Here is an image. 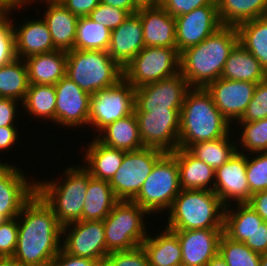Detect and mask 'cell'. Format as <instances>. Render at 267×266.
<instances>
[{
	"label": "cell",
	"mask_w": 267,
	"mask_h": 266,
	"mask_svg": "<svg viewBox=\"0 0 267 266\" xmlns=\"http://www.w3.org/2000/svg\"><path fill=\"white\" fill-rule=\"evenodd\" d=\"M18 239L12 260L20 266H49L62 249V225L35 193L17 217Z\"/></svg>",
	"instance_id": "cell-1"
},
{
	"label": "cell",
	"mask_w": 267,
	"mask_h": 266,
	"mask_svg": "<svg viewBox=\"0 0 267 266\" xmlns=\"http://www.w3.org/2000/svg\"><path fill=\"white\" fill-rule=\"evenodd\" d=\"M239 42L237 27L222 26L197 45L180 53V73L190 88H206L221 78L230 52Z\"/></svg>",
	"instance_id": "cell-2"
},
{
	"label": "cell",
	"mask_w": 267,
	"mask_h": 266,
	"mask_svg": "<svg viewBox=\"0 0 267 266\" xmlns=\"http://www.w3.org/2000/svg\"><path fill=\"white\" fill-rule=\"evenodd\" d=\"M232 125L215 106L206 88H190L180 110L178 148L227 136Z\"/></svg>",
	"instance_id": "cell-3"
},
{
	"label": "cell",
	"mask_w": 267,
	"mask_h": 266,
	"mask_svg": "<svg viewBox=\"0 0 267 266\" xmlns=\"http://www.w3.org/2000/svg\"><path fill=\"white\" fill-rule=\"evenodd\" d=\"M63 177L50 181L36 179V193L52 209L62 226L83 220L89 172L83 165L74 164L65 169Z\"/></svg>",
	"instance_id": "cell-4"
},
{
	"label": "cell",
	"mask_w": 267,
	"mask_h": 266,
	"mask_svg": "<svg viewBox=\"0 0 267 266\" xmlns=\"http://www.w3.org/2000/svg\"><path fill=\"white\" fill-rule=\"evenodd\" d=\"M225 206L211 190L181 189L169 208L170 230L224 229Z\"/></svg>",
	"instance_id": "cell-5"
},
{
	"label": "cell",
	"mask_w": 267,
	"mask_h": 266,
	"mask_svg": "<svg viewBox=\"0 0 267 266\" xmlns=\"http://www.w3.org/2000/svg\"><path fill=\"white\" fill-rule=\"evenodd\" d=\"M123 71L107 51L73 49L67 52L66 76L90 95L118 83Z\"/></svg>",
	"instance_id": "cell-6"
},
{
	"label": "cell",
	"mask_w": 267,
	"mask_h": 266,
	"mask_svg": "<svg viewBox=\"0 0 267 266\" xmlns=\"http://www.w3.org/2000/svg\"><path fill=\"white\" fill-rule=\"evenodd\" d=\"M145 216L150 215L137 203L119 200L103 220L108 252L126 251L142 246L149 231L146 228L148 223H145Z\"/></svg>",
	"instance_id": "cell-7"
},
{
	"label": "cell",
	"mask_w": 267,
	"mask_h": 266,
	"mask_svg": "<svg viewBox=\"0 0 267 266\" xmlns=\"http://www.w3.org/2000/svg\"><path fill=\"white\" fill-rule=\"evenodd\" d=\"M180 191L177 160L171 152H166L154 165L138 195L132 201L150 216L158 213L161 215L162 212L165 215Z\"/></svg>",
	"instance_id": "cell-8"
},
{
	"label": "cell",
	"mask_w": 267,
	"mask_h": 266,
	"mask_svg": "<svg viewBox=\"0 0 267 266\" xmlns=\"http://www.w3.org/2000/svg\"><path fill=\"white\" fill-rule=\"evenodd\" d=\"M123 78L135 89L180 72L177 48L144 47L123 69Z\"/></svg>",
	"instance_id": "cell-9"
},
{
	"label": "cell",
	"mask_w": 267,
	"mask_h": 266,
	"mask_svg": "<svg viewBox=\"0 0 267 266\" xmlns=\"http://www.w3.org/2000/svg\"><path fill=\"white\" fill-rule=\"evenodd\" d=\"M135 88L124 78L90 96L88 127L95 137L109 124L134 112ZM98 132V133H97Z\"/></svg>",
	"instance_id": "cell-10"
},
{
	"label": "cell",
	"mask_w": 267,
	"mask_h": 266,
	"mask_svg": "<svg viewBox=\"0 0 267 266\" xmlns=\"http://www.w3.org/2000/svg\"><path fill=\"white\" fill-rule=\"evenodd\" d=\"M165 153L152 147L125 152L122 165L109 181L115 197L118 200L132 201L154 165Z\"/></svg>",
	"instance_id": "cell-11"
},
{
	"label": "cell",
	"mask_w": 267,
	"mask_h": 266,
	"mask_svg": "<svg viewBox=\"0 0 267 266\" xmlns=\"http://www.w3.org/2000/svg\"><path fill=\"white\" fill-rule=\"evenodd\" d=\"M62 249L75 257L100 261L109 254L103 221H75L62 226Z\"/></svg>",
	"instance_id": "cell-12"
},
{
	"label": "cell",
	"mask_w": 267,
	"mask_h": 266,
	"mask_svg": "<svg viewBox=\"0 0 267 266\" xmlns=\"http://www.w3.org/2000/svg\"><path fill=\"white\" fill-rule=\"evenodd\" d=\"M189 89L187 80L180 72L171 77L136 88L134 113L181 110L185 94Z\"/></svg>",
	"instance_id": "cell-13"
},
{
	"label": "cell",
	"mask_w": 267,
	"mask_h": 266,
	"mask_svg": "<svg viewBox=\"0 0 267 266\" xmlns=\"http://www.w3.org/2000/svg\"><path fill=\"white\" fill-rule=\"evenodd\" d=\"M140 139L144 147L173 152L178 148L180 110H159L149 113H134Z\"/></svg>",
	"instance_id": "cell-14"
},
{
	"label": "cell",
	"mask_w": 267,
	"mask_h": 266,
	"mask_svg": "<svg viewBox=\"0 0 267 266\" xmlns=\"http://www.w3.org/2000/svg\"><path fill=\"white\" fill-rule=\"evenodd\" d=\"M23 172L16 164H0V224L18 217L36 193V178L31 180Z\"/></svg>",
	"instance_id": "cell-15"
},
{
	"label": "cell",
	"mask_w": 267,
	"mask_h": 266,
	"mask_svg": "<svg viewBox=\"0 0 267 266\" xmlns=\"http://www.w3.org/2000/svg\"><path fill=\"white\" fill-rule=\"evenodd\" d=\"M247 154L236 152L227 162L215 170L213 191L225 207L248 203L251 198L246 176ZM231 202V203H230Z\"/></svg>",
	"instance_id": "cell-16"
},
{
	"label": "cell",
	"mask_w": 267,
	"mask_h": 266,
	"mask_svg": "<svg viewBox=\"0 0 267 266\" xmlns=\"http://www.w3.org/2000/svg\"><path fill=\"white\" fill-rule=\"evenodd\" d=\"M56 124L75 128L88 126L90 94L64 76L55 85Z\"/></svg>",
	"instance_id": "cell-17"
},
{
	"label": "cell",
	"mask_w": 267,
	"mask_h": 266,
	"mask_svg": "<svg viewBox=\"0 0 267 266\" xmlns=\"http://www.w3.org/2000/svg\"><path fill=\"white\" fill-rule=\"evenodd\" d=\"M175 20L176 48L179 53L204 41L222 27L217 5L196 8L189 13L175 17Z\"/></svg>",
	"instance_id": "cell-18"
},
{
	"label": "cell",
	"mask_w": 267,
	"mask_h": 266,
	"mask_svg": "<svg viewBox=\"0 0 267 266\" xmlns=\"http://www.w3.org/2000/svg\"><path fill=\"white\" fill-rule=\"evenodd\" d=\"M257 83L219 78L206 90L212 95L215 106L231 125L238 121L250 103Z\"/></svg>",
	"instance_id": "cell-19"
},
{
	"label": "cell",
	"mask_w": 267,
	"mask_h": 266,
	"mask_svg": "<svg viewBox=\"0 0 267 266\" xmlns=\"http://www.w3.org/2000/svg\"><path fill=\"white\" fill-rule=\"evenodd\" d=\"M223 230H172L178 235L181 245V266H205L218 253Z\"/></svg>",
	"instance_id": "cell-20"
},
{
	"label": "cell",
	"mask_w": 267,
	"mask_h": 266,
	"mask_svg": "<svg viewBox=\"0 0 267 266\" xmlns=\"http://www.w3.org/2000/svg\"><path fill=\"white\" fill-rule=\"evenodd\" d=\"M142 22L145 47L176 48V20L160 4L142 5L136 12Z\"/></svg>",
	"instance_id": "cell-21"
},
{
	"label": "cell",
	"mask_w": 267,
	"mask_h": 266,
	"mask_svg": "<svg viewBox=\"0 0 267 266\" xmlns=\"http://www.w3.org/2000/svg\"><path fill=\"white\" fill-rule=\"evenodd\" d=\"M144 47L142 22L135 13L111 31L107 52L124 69Z\"/></svg>",
	"instance_id": "cell-22"
},
{
	"label": "cell",
	"mask_w": 267,
	"mask_h": 266,
	"mask_svg": "<svg viewBox=\"0 0 267 266\" xmlns=\"http://www.w3.org/2000/svg\"><path fill=\"white\" fill-rule=\"evenodd\" d=\"M38 1L47 5L43 20L49 29L54 47L65 52L73 50L79 17L72 14L60 1L33 0Z\"/></svg>",
	"instance_id": "cell-23"
},
{
	"label": "cell",
	"mask_w": 267,
	"mask_h": 266,
	"mask_svg": "<svg viewBox=\"0 0 267 266\" xmlns=\"http://www.w3.org/2000/svg\"><path fill=\"white\" fill-rule=\"evenodd\" d=\"M15 48L17 58L25 59L35 54L57 50L54 47L49 29L41 17L25 19L21 24L14 22Z\"/></svg>",
	"instance_id": "cell-24"
},
{
	"label": "cell",
	"mask_w": 267,
	"mask_h": 266,
	"mask_svg": "<svg viewBox=\"0 0 267 266\" xmlns=\"http://www.w3.org/2000/svg\"><path fill=\"white\" fill-rule=\"evenodd\" d=\"M83 152V167L93 178L110 181L122 165L125 151L101 143L95 136Z\"/></svg>",
	"instance_id": "cell-25"
},
{
	"label": "cell",
	"mask_w": 267,
	"mask_h": 266,
	"mask_svg": "<svg viewBox=\"0 0 267 266\" xmlns=\"http://www.w3.org/2000/svg\"><path fill=\"white\" fill-rule=\"evenodd\" d=\"M178 163L181 189L211 190L215 184V170L197 159L187 149L177 148L171 152Z\"/></svg>",
	"instance_id": "cell-26"
},
{
	"label": "cell",
	"mask_w": 267,
	"mask_h": 266,
	"mask_svg": "<svg viewBox=\"0 0 267 266\" xmlns=\"http://www.w3.org/2000/svg\"><path fill=\"white\" fill-rule=\"evenodd\" d=\"M30 84L55 85L67 69V52L54 50L24 59Z\"/></svg>",
	"instance_id": "cell-27"
},
{
	"label": "cell",
	"mask_w": 267,
	"mask_h": 266,
	"mask_svg": "<svg viewBox=\"0 0 267 266\" xmlns=\"http://www.w3.org/2000/svg\"><path fill=\"white\" fill-rule=\"evenodd\" d=\"M164 228L154 236H151L148 232L142 243V247L149 259V265L181 266L182 250L178 235L174 231Z\"/></svg>",
	"instance_id": "cell-28"
},
{
	"label": "cell",
	"mask_w": 267,
	"mask_h": 266,
	"mask_svg": "<svg viewBox=\"0 0 267 266\" xmlns=\"http://www.w3.org/2000/svg\"><path fill=\"white\" fill-rule=\"evenodd\" d=\"M96 138L106 146L125 152L144 148L134 112L109 124Z\"/></svg>",
	"instance_id": "cell-29"
},
{
	"label": "cell",
	"mask_w": 267,
	"mask_h": 266,
	"mask_svg": "<svg viewBox=\"0 0 267 266\" xmlns=\"http://www.w3.org/2000/svg\"><path fill=\"white\" fill-rule=\"evenodd\" d=\"M221 78L258 83L267 78V73L259 61L238 42L224 64Z\"/></svg>",
	"instance_id": "cell-30"
},
{
	"label": "cell",
	"mask_w": 267,
	"mask_h": 266,
	"mask_svg": "<svg viewBox=\"0 0 267 266\" xmlns=\"http://www.w3.org/2000/svg\"><path fill=\"white\" fill-rule=\"evenodd\" d=\"M85 197L83 221H103L119 201L109 181L93 178L90 173Z\"/></svg>",
	"instance_id": "cell-31"
},
{
	"label": "cell",
	"mask_w": 267,
	"mask_h": 266,
	"mask_svg": "<svg viewBox=\"0 0 267 266\" xmlns=\"http://www.w3.org/2000/svg\"><path fill=\"white\" fill-rule=\"evenodd\" d=\"M232 205L225 207L223 233L233 241L244 243L264 220L247 203Z\"/></svg>",
	"instance_id": "cell-32"
},
{
	"label": "cell",
	"mask_w": 267,
	"mask_h": 266,
	"mask_svg": "<svg viewBox=\"0 0 267 266\" xmlns=\"http://www.w3.org/2000/svg\"><path fill=\"white\" fill-rule=\"evenodd\" d=\"M222 26H235L264 17L267 0H216Z\"/></svg>",
	"instance_id": "cell-33"
},
{
	"label": "cell",
	"mask_w": 267,
	"mask_h": 266,
	"mask_svg": "<svg viewBox=\"0 0 267 266\" xmlns=\"http://www.w3.org/2000/svg\"><path fill=\"white\" fill-rule=\"evenodd\" d=\"M28 115L50 120L56 125V90L54 85L30 84L21 104Z\"/></svg>",
	"instance_id": "cell-34"
},
{
	"label": "cell",
	"mask_w": 267,
	"mask_h": 266,
	"mask_svg": "<svg viewBox=\"0 0 267 266\" xmlns=\"http://www.w3.org/2000/svg\"><path fill=\"white\" fill-rule=\"evenodd\" d=\"M239 43L248 50L267 73V18L260 17L237 26Z\"/></svg>",
	"instance_id": "cell-35"
},
{
	"label": "cell",
	"mask_w": 267,
	"mask_h": 266,
	"mask_svg": "<svg viewBox=\"0 0 267 266\" xmlns=\"http://www.w3.org/2000/svg\"><path fill=\"white\" fill-rule=\"evenodd\" d=\"M233 138L230 132L222 138L194 143L187 150L216 170L237 152V145L235 140H232Z\"/></svg>",
	"instance_id": "cell-36"
},
{
	"label": "cell",
	"mask_w": 267,
	"mask_h": 266,
	"mask_svg": "<svg viewBox=\"0 0 267 266\" xmlns=\"http://www.w3.org/2000/svg\"><path fill=\"white\" fill-rule=\"evenodd\" d=\"M29 85L24 59L16 58L0 67V97L13 98L22 103Z\"/></svg>",
	"instance_id": "cell-37"
},
{
	"label": "cell",
	"mask_w": 267,
	"mask_h": 266,
	"mask_svg": "<svg viewBox=\"0 0 267 266\" xmlns=\"http://www.w3.org/2000/svg\"><path fill=\"white\" fill-rule=\"evenodd\" d=\"M111 30L91 20L88 16L78 18L75 50L107 51Z\"/></svg>",
	"instance_id": "cell-38"
},
{
	"label": "cell",
	"mask_w": 267,
	"mask_h": 266,
	"mask_svg": "<svg viewBox=\"0 0 267 266\" xmlns=\"http://www.w3.org/2000/svg\"><path fill=\"white\" fill-rule=\"evenodd\" d=\"M235 125L236 128L242 127L239 141L236 142L238 152L249 154L267 151V118L254 122H237Z\"/></svg>",
	"instance_id": "cell-39"
},
{
	"label": "cell",
	"mask_w": 267,
	"mask_h": 266,
	"mask_svg": "<svg viewBox=\"0 0 267 266\" xmlns=\"http://www.w3.org/2000/svg\"><path fill=\"white\" fill-rule=\"evenodd\" d=\"M218 253L228 266H259L261 255L253 252L243 242L231 240L224 233L221 235Z\"/></svg>",
	"instance_id": "cell-40"
},
{
	"label": "cell",
	"mask_w": 267,
	"mask_h": 266,
	"mask_svg": "<svg viewBox=\"0 0 267 266\" xmlns=\"http://www.w3.org/2000/svg\"><path fill=\"white\" fill-rule=\"evenodd\" d=\"M246 176L251 194L267 190V151L247 153Z\"/></svg>",
	"instance_id": "cell-41"
},
{
	"label": "cell",
	"mask_w": 267,
	"mask_h": 266,
	"mask_svg": "<svg viewBox=\"0 0 267 266\" xmlns=\"http://www.w3.org/2000/svg\"><path fill=\"white\" fill-rule=\"evenodd\" d=\"M12 12L0 14V67L17 58Z\"/></svg>",
	"instance_id": "cell-42"
},
{
	"label": "cell",
	"mask_w": 267,
	"mask_h": 266,
	"mask_svg": "<svg viewBox=\"0 0 267 266\" xmlns=\"http://www.w3.org/2000/svg\"><path fill=\"white\" fill-rule=\"evenodd\" d=\"M267 118V78L258 82L242 117L236 122H254Z\"/></svg>",
	"instance_id": "cell-43"
},
{
	"label": "cell",
	"mask_w": 267,
	"mask_h": 266,
	"mask_svg": "<svg viewBox=\"0 0 267 266\" xmlns=\"http://www.w3.org/2000/svg\"><path fill=\"white\" fill-rule=\"evenodd\" d=\"M103 266H150L147 253L142 246L126 251H115L107 255Z\"/></svg>",
	"instance_id": "cell-44"
},
{
	"label": "cell",
	"mask_w": 267,
	"mask_h": 266,
	"mask_svg": "<svg viewBox=\"0 0 267 266\" xmlns=\"http://www.w3.org/2000/svg\"><path fill=\"white\" fill-rule=\"evenodd\" d=\"M129 15L130 14L123 9L100 3L88 17L112 31L122 24Z\"/></svg>",
	"instance_id": "cell-45"
},
{
	"label": "cell",
	"mask_w": 267,
	"mask_h": 266,
	"mask_svg": "<svg viewBox=\"0 0 267 266\" xmlns=\"http://www.w3.org/2000/svg\"><path fill=\"white\" fill-rule=\"evenodd\" d=\"M18 239L17 217L0 224V259L12 258Z\"/></svg>",
	"instance_id": "cell-46"
},
{
	"label": "cell",
	"mask_w": 267,
	"mask_h": 266,
	"mask_svg": "<svg viewBox=\"0 0 267 266\" xmlns=\"http://www.w3.org/2000/svg\"><path fill=\"white\" fill-rule=\"evenodd\" d=\"M160 5L173 17L189 13L206 5H217L216 0H161Z\"/></svg>",
	"instance_id": "cell-47"
},
{
	"label": "cell",
	"mask_w": 267,
	"mask_h": 266,
	"mask_svg": "<svg viewBox=\"0 0 267 266\" xmlns=\"http://www.w3.org/2000/svg\"><path fill=\"white\" fill-rule=\"evenodd\" d=\"M18 100L13 98L0 97V127L16 126V116L18 112ZM18 107V108H17Z\"/></svg>",
	"instance_id": "cell-48"
},
{
	"label": "cell",
	"mask_w": 267,
	"mask_h": 266,
	"mask_svg": "<svg viewBox=\"0 0 267 266\" xmlns=\"http://www.w3.org/2000/svg\"><path fill=\"white\" fill-rule=\"evenodd\" d=\"M244 244L248 246L253 252L267 254V222H263L259 227L249 236Z\"/></svg>",
	"instance_id": "cell-49"
},
{
	"label": "cell",
	"mask_w": 267,
	"mask_h": 266,
	"mask_svg": "<svg viewBox=\"0 0 267 266\" xmlns=\"http://www.w3.org/2000/svg\"><path fill=\"white\" fill-rule=\"evenodd\" d=\"M49 266H103V264L97 260L69 255L61 249Z\"/></svg>",
	"instance_id": "cell-50"
},
{
	"label": "cell",
	"mask_w": 267,
	"mask_h": 266,
	"mask_svg": "<svg viewBox=\"0 0 267 266\" xmlns=\"http://www.w3.org/2000/svg\"><path fill=\"white\" fill-rule=\"evenodd\" d=\"M72 14L88 16L99 4L100 0H59Z\"/></svg>",
	"instance_id": "cell-51"
},
{
	"label": "cell",
	"mask_w": 267,
	"mask_h": 266,
	"mask_svg": "<svg viewBox=\"0 0 267 266\" xmlns=\"http://www.w3.org/2000/svg\"><path fill=\"white\" fill-rule=\"evenodd\" d=\"M17 130L16 126L0 127V152L8 151L16 144L20 138Z\"/></svg>",
	"instance_id": "cell-52"
},
{
	"label": "cell",
	"mask_w": 267,
	"mask_h": 266,
	"mask_svg": "<svg viewBox=\"0 0 267 266\" xmlns=\"http://www.w3.org/2000/svg\"><path fill=\"white\" fill-rule=\"evenodd\" d=\"M247 204L267 222V190L252 194Z\"/></svg>",
	"instance_id": "cell-53"
},
{
	"label": "cell",
	"mask_w": 267,
	"mask_h": 266,
	"mask_svg": "<svg viewBox=\"0 0 267 266\" xmlns=\"http://www.w3.org/2000/svg\"><path fill=\"white\" fill-rule=\"evenodd\" d=\"M100 3L118 7L127 11L130 15L135 14L142 7L137 0H100Z\"/></svg>",
	"instance_id": "cell-54"
},
{
	"label": "cell",
	"mask_w": 267,
	"mask_h": 266,
	"mask_svg": "<svg viewBox=\"0 0 267 266\" xmlns=\"http://www.w3.org/2000/svg\"><path fill=\"white\" fill-rule=\"evenodd\" d=\"M32 3H33V0H0V11L2 13H7L15 9H18L21 11L22 9L25 8L27 4L32 5Z\"/></svg>",
	"instance_id": "cell-55"
},
{
	"label": "cell",
	"mask_w": 267,
	"mask_h": 266,
	"mask_svg": "<svg viewBox=\"0 0 267 266\" xmlns=\"http://www.w3.org/2000/svg\"><path fill=\"white\" fill-rule=\"evenodd\" d=\"M205 266H228L223 257L217 253Z\"/></svg>",
	"instance_id": "cell-56"
},
{
	"label": "cell",
	"mask_w": 267,
	"mask_h": 266,
	"mask_svg": "<svg viewBox=\"0 0 267 266\" xmlns=\"http://www.w3.org/2000/svg\"><path fill=\"white\" fill-rule=\"evenodd\" d=\"M0 266H20L11 258H2L0 259Z\"/></svg>",
	"instance_id": "cell-57"
},
{
	"label": "cell",
	"mask_w": 267,
	"mask_h": 266,
	"mask_svg": "<svg viewBox=\"0 0 267 266\" xmlns=\"http://www.w3.org/2000/svg\"><path fill=\"white\" fill-rule=\"evenodd\" d=\"M141 5L160 4L161 0H137Z\"/></svg>",
	"instance_id": "cell-58"
},
{
	"label": "cell",
	"mask_w": 267,
	"mask_h": 266,
	"mask_svg": "<svg viewBox=\"0 0 267 266\" xmlns=\"http://www.w3.org/2000/svg\"><path fill=\"white\" fill-rule=\"evenodd\" d=\"M259 266H267V254L261 255V260Z\"/></svg>",
	"instance_id": "cell-59"
},
{
	"label": "cell",
	"mask_w": 267,
	"mask_h": 266,
	"mask_svg": "<svg viewBox=\"0 0 267 266\" xmlns=\"http://www.w3.org/2000/svg\"><path fill=\"white\" fill-rule=\"evenodd\" d=\"M0 164H7V162H4V161L1 162V160H0Z\"/></svg>",
	"instance_id": "cell-60"
}]
</instances>
